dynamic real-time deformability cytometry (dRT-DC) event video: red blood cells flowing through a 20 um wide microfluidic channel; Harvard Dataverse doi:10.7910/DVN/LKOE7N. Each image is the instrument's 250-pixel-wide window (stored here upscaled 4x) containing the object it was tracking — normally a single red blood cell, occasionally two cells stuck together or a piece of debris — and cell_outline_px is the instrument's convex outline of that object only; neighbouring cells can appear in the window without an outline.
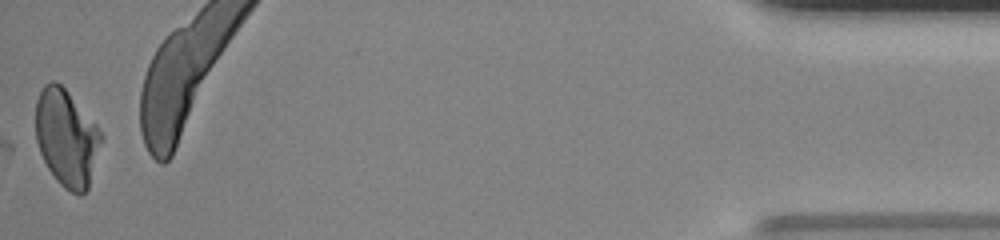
{"species": "human", "species_latin": "Homo sapiens", "temperature_condition": "room temperature", "stored_images_in_passage": 36, "camera_frame_rate_fps": 3000, "um_per_image_px": 0.085, "donor": {"sex": "male"}, "frame": {"image": 1, "passage_image": 36, "time_ms": 11.667, "image_size_px": [1000, 240], "cell_outline_px": [[104, 136], [88, 188], [80, 196], [64, 188], [56, 180], [48, 168], [40, 152], [36, 140], [36, 100], [44, 84], [52, 80], [56, 80], [68, 92], [96, 124]], "centroid_in_image_um": [5.66, 11.72], "position_along_channel_um": 429.5, "area_um2": 36.99}, "authors_computed_cell_mechanics": {"area_um2": 38.9572, "velocity_mm_per_s": 3.8463, "shape_relaxation_time_tau1_ms": 9.2717, "shape_relaxation_time_tau2_ms": null, "deformation_change_tau1": 0.2089, "deformation_change_tau2": null}}